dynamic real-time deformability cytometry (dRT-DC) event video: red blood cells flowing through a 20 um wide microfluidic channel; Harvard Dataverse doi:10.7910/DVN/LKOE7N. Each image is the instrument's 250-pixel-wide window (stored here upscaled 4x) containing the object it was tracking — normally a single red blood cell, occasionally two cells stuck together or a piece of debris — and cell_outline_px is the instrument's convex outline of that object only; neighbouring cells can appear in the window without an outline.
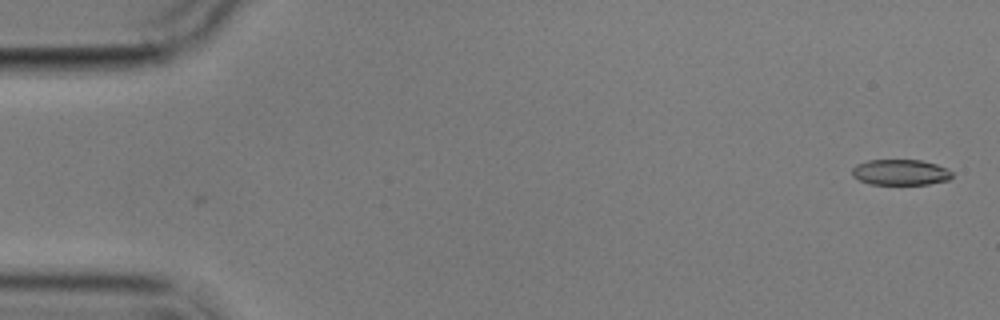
{"species": "common noctule bat (a hibernating species)", "species_latin": "Nyctalus noctula", "temperature_condition": "cold", "stored_images_in_passage": 5, "camera_frame_rate_fps": 3000, "um_per_image_px": 0.085, "animal": {"sex": "male", "body_mass_g": 17.9}, "frame": {"image": 1, "passage_image": 1, "time_ms": 0.0, "image_size_px": [1000, 320], "cell_outline_px": [[952, 176], [948, 180], [928, 184], [872, 184], [860, 180], [852, 176], [852, 168], [856, 164], [868, 160], [920, 160], [936, 164], [948, 168], [952, 172]], "centroid_in_image_um": [76.54, 14.64], "position_along_channel_um": 8.5, "area_um2": 14.97}}
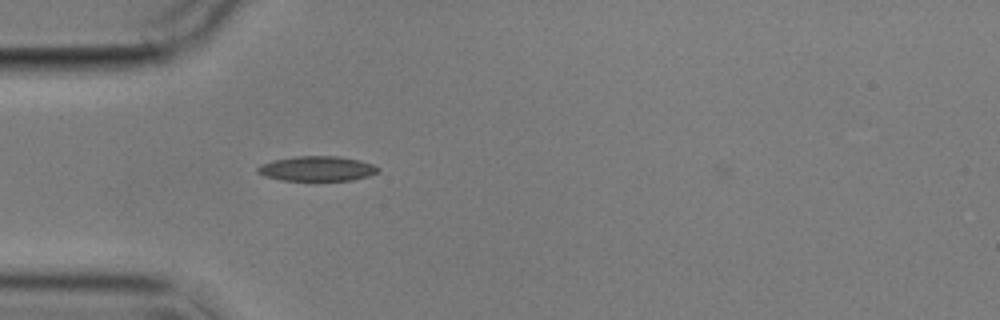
{"frame": {"image": 2, "passage_image": 5, "time_ms": 5.0, "image_size_px": [1000, 320], "cell_outline_px": [[380, 168], [376, 172], [368, 176], [352, 180], [280, 180], [264, 176], [256, 172], [256, 168], [260, 164], [272, 160], [296, 156], [340, 156], [360, 160], [372, 164]], "centroid_in_image_um": [26.9, 14.32], "position_along_channel_um": 58.1, "area_um2": 17.51}}